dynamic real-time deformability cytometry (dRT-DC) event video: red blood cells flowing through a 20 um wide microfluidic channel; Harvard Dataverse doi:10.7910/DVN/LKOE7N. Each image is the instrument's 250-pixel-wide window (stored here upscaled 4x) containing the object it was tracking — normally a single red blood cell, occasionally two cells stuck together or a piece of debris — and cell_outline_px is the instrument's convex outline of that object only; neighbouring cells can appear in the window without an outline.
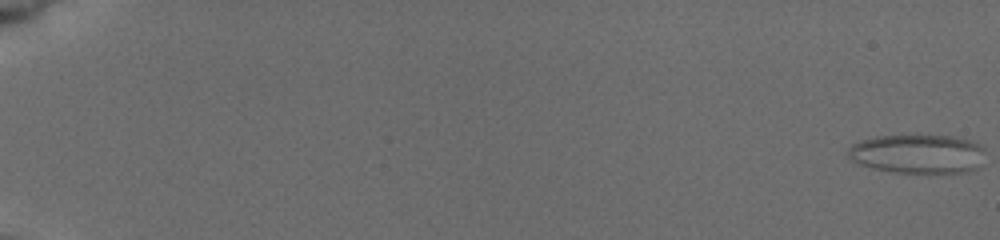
{"species": "common noctule bat (a hibernating species)", "species_latin": "Nyctalus noctula", "temperature_condition": "cold", "stored_images_in_passage": 10, "camera_frame_rate_fps": 3000, "um_per_image_px": 0.085, "animal": {"sex": "female", "body_mass_g": 19.5, "forearm_length_mm": 54.1}, "frame": {"image": 1, "passage_image": 1, "time_ms": 0.0, "image_size_px": [1000, 240], "cell_outline_px": [[984, 148], [980, 168], [964, 172], [896, 172], [872, 168], [860, 164], [852, 160], [848, 156], [848, 148], [852, 144], [876, 136], [948, 136], [968, 140], [980, 144]], "centroid_in_image_um": [78.01, 13.08], "position_along_channel_um": 7.0, "area_um2": 30.81}}